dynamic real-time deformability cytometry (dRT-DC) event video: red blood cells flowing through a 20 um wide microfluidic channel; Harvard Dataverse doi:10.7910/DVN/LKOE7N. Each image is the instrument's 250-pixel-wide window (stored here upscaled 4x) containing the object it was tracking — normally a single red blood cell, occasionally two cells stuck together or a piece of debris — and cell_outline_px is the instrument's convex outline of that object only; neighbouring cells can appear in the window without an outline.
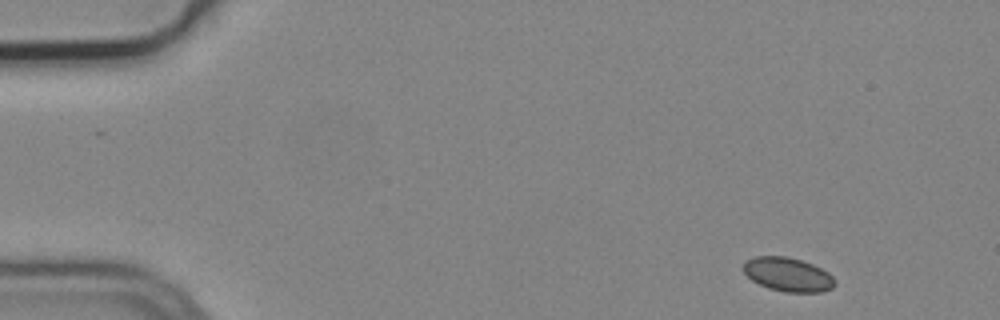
{"species": "common noctule bat (a hibernating species)", "species_latin": "Nyctalus noctula", "temperature_condition": "cold", "stored_images_in_passage": 2, "camera_frame_rate_fps": 3000, "um_per_image_px": 0.085, "animal": {"sex": "male", "body_mass_g": 19.2, "forearm_length_mm": 51.8}, "frame": {"image": 1, "passage_image": 1, "time_ms": 0.0, "image_size_px": [1000, 320], "cell_outline_px": [[836, 284], [832, 288], [820, 292], [784, 292], [768, 288], [752, 280], [744, 272], [744, 260], [756, 256], [788, 256], [812, 264], [828, 272], [832, 276]], "centroid_in_image_um": [66.97, 23.33], "position_along_channel_um": 18.0, "area_um2": 18.03}}